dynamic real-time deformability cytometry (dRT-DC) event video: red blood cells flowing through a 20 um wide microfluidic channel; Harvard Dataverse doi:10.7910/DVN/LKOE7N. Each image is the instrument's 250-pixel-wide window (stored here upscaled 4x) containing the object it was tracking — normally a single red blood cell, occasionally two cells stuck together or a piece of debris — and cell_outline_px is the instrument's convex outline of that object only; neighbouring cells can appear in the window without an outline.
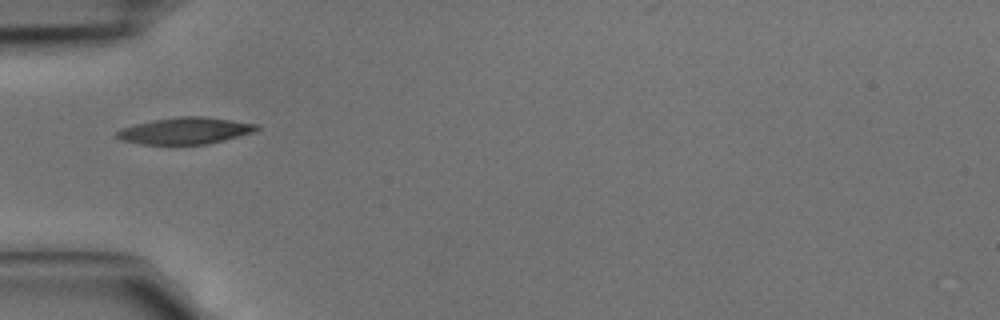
{"species": "common noctule bat (a hibernating species)", "species_latin": "Nyctalus noctula", "temperature_condition": "cold", "stored_images_in_passage": 2, "camera_frame_rate_fps": 3000, "um_per_image_px": 0.085, "animal": {"sex": "male", "body_mass_g": 15.6}, "frame": {"image": 1, "passage_image": 1, "time_ms": 0.0, "image_size_px": [1000, 320], "cell_outline_px": [[260, 128], [256, 132], [208, 144], [140, 144], [120, 140], [116, 136], [116, 132], [120, 128], [152, 120], [180, 116], [204, 116], [260, 124]], "centroid_in_image_um": [15.78, 11.11], "position_along_channel_um": 69.2, "area_um2": 21.91}}